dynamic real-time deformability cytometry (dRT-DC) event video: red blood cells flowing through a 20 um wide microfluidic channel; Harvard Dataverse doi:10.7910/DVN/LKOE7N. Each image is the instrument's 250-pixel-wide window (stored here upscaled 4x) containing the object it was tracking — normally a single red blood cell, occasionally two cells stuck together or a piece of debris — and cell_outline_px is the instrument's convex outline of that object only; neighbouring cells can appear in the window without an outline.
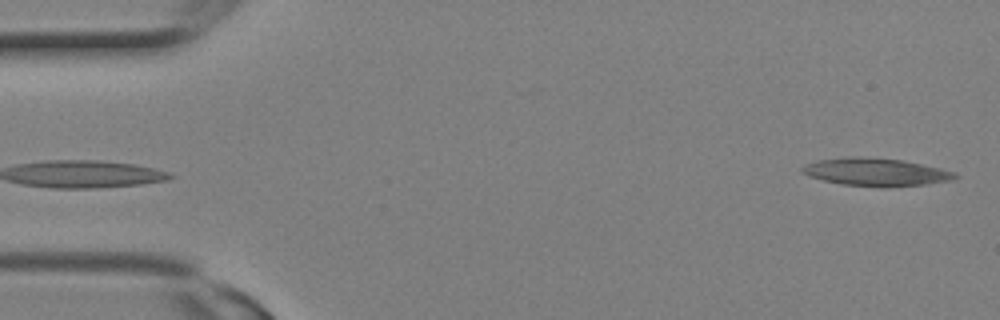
{"species": "Egyptian fruit bat (a non-hibernating species)", "species_latin": "Rousettus aegyptiacus", "temperature_condition": "room temperature", "stored_images_in_passage": 9, "camera_frame_rate_fps": 3000, "um_per_image_px": 0.085, "animal": {"sex": "female"}, "frame": {"image": 1, "passage_image": 9, "time_ms": 2.667, "image_size_px": [1000, 320], "cell_outline_px": [[960, 176], [952, 180], [924, 184], [880, 188], [840, 184], [808, 176], [800, 172], [800, 168], [804, 164], [816, 160], [848, 156], [856, 156], [904, 160], [940, 168], [956, 172]], "centroid_in_image_um": [74.41, 14.62], "position_along_channel_um": 10.6, "area_um2": 25.14}}